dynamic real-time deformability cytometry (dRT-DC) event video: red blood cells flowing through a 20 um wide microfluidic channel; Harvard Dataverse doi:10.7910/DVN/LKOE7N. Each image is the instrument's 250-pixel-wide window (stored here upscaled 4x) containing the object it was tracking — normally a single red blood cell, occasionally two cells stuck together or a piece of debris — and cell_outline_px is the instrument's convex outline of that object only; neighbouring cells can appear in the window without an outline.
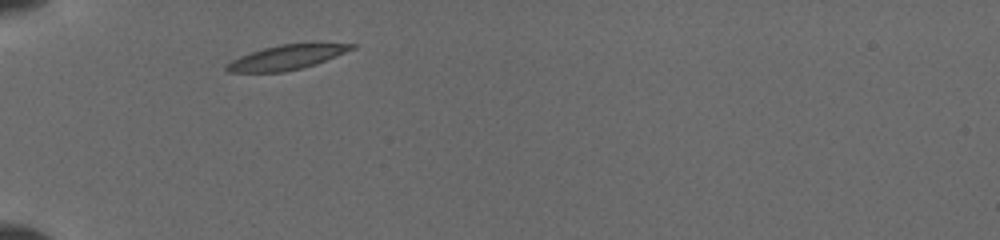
{"species": "common noctule bat (a hibernating species)", "species_latin": "Nyctalus noctula", "temperature_condition": "cold", "stored_images_in_passage": 2, "camera_frame_rate_fps": 3000, "um_per_image_px": 0.085, "animal": {"sex": "female", "body_mass_g": 19.5, "forearm_length_mm": 54.1}, "frame": {"image": 1, "passage_image": 1, "time_ms": 0.0, "image_size_px": [1000, 240], "cell_outline_px": [[356, 48], [324, 60], [300, 68], [284, 72], [228, 72], [224, 68], [224, 64], [240, 56], [264, 48], [280, 44], [356, 44]], "centroid_in_image_um": [24.27, 4.88], "position_along_channel_um": 60.7, "area_um2": 17.4}}